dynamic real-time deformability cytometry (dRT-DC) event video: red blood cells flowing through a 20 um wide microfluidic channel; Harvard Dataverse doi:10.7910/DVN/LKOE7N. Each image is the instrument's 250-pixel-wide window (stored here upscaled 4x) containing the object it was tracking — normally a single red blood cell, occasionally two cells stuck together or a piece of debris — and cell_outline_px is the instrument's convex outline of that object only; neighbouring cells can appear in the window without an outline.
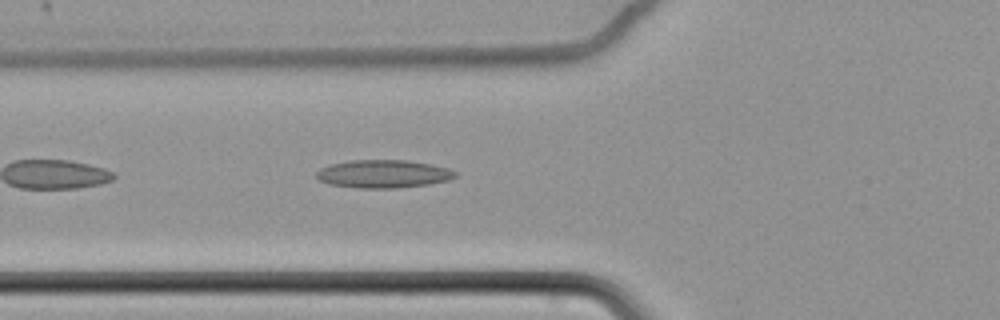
{"species": "common noctule bat (a hibernating species)", "species_latin": "Nyctalus noctula", "temperature_condition": "cold", "stored_images_in_passage": 42, "camera_frame_rate_fps": 3000, "um_per_image_px": 0.085, "animal": {"sex": "female", "body_mass_g": 22.7, "forearm_length_mm": 54.2}, "frame": {"image": 1, "passage_image": 5, "time_ms": 1.333, "image_size_px": [1000, 320], "cell_outline_px": [[456, 176], [448, 180], [428, 184], [396, 188], [356, 188], [328, 184], [320, 180], [316, 176], [316, 172], [320, 168], [328, 164], [348, 160], [404, 160], [428, 164], [448, 168], [456, 172]], "centroid_in_image_um": [32.52, 14.78], "position_along_channel_um": 93.3, "area_um2": 22.66}}
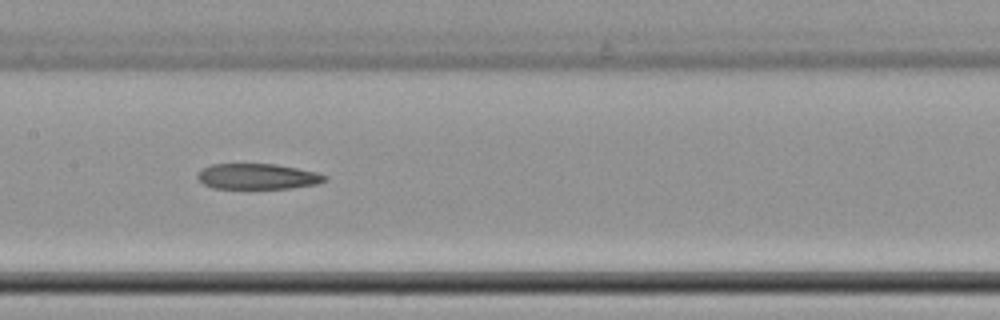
{"frame": {"image": 2, "passage_image": 13, "time_ms": 4.0, "image_size_px": [1000, 320], "cell_outline_px": [[328, 180], [316, 184], [292, 188], [212, 188], [204, 184], [196, 176], [204, 168], [212, 164], [276, 164], [316, 172], [328, 176]], "centroid_in_image_um": [21.93, 15.0], "position_along_channel_um": 185.5, "area_um2": 18.84}}
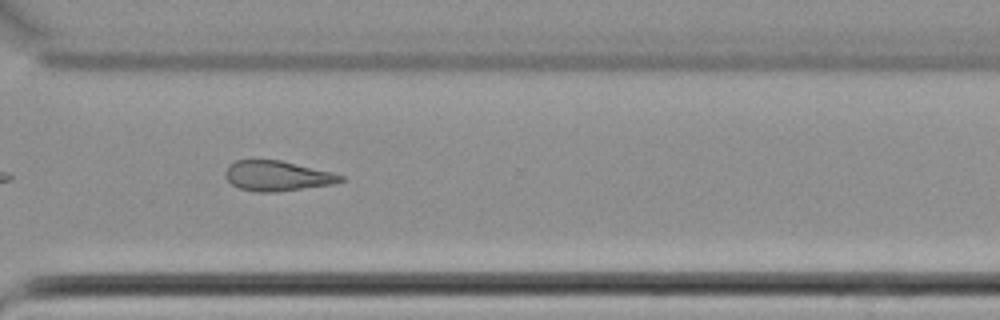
{"frame": {"image": 3, "passage_image": 27, "time_ms": 8.667, "image_size_px": [1000, 320], "cell_outline_px": [[344, 180], [332, 184], [276, 192], [256, 192], [240, 188], [232, 184], [224, 176], [224, 172], [228, 164], [236, 160], [252, 156], [280, 160], [332, 172], [344, 176]], "centroid_in_image_um": [23.47, 14.9], "position_along_channel_um": 347.1, "area_um2": 20.81}}